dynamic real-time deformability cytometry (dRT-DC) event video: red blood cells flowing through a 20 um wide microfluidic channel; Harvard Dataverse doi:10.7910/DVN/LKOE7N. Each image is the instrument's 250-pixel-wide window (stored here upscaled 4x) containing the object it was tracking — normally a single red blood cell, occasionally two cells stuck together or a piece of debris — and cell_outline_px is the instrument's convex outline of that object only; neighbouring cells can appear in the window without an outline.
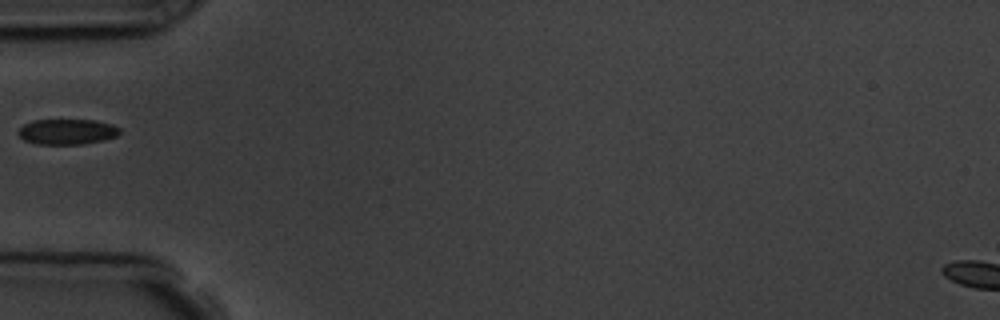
{"species": "common noctule bat (a hibernating species)", "species_latin": "Nyctalus noctula", "temperature_condition": "room temperature", "stored_images_in_passage": 1, "camera_frame_rate_fps": 3000, "um_per_image_px": 0.085, "animal": {"sex": "male", "body_mass_g": 19.5, "forearm_length_mm": 54.6}, "frame": {"image": 1, "passage_image": 1, "time_ms": 0.0, "image_size_px": [1000, 320], "cell_outline_px": [[120, 132], [116, 136], [104, 140], [84, 144], [36, 144], [24, 140], [16, 132], [24, 124], [32, 120], [96, 120], [112, 124], [120, 128]], "centroid_in_image_um": [5.7, 11.19], "position_along_channel_um": 79.3, "area_um2": 15.14}}